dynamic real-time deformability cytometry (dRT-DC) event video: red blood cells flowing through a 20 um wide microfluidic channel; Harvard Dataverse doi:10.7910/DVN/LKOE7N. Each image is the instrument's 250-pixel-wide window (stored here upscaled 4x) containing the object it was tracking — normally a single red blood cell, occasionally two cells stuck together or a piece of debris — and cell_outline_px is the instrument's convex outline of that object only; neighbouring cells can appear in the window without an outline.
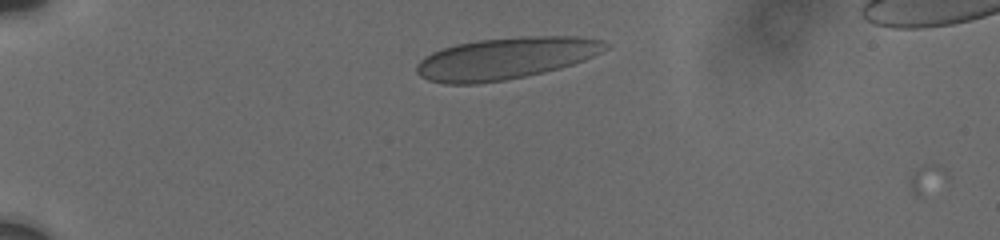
{"species": "human", "species_latin": "Homo sapiens", "temperature_condition": "cold", "stored_images_in_passage": 6, "camera_frame_rate_fps": 3000, "um_per_image_px": 0.085, "donor": {"sex": "male"}, "frame": {"image": 1, "passage_image": 4, "time_ms": 0.667, "image_size_px": [1000, 240], "cell_outline_px": [[612, 44], [608, 48], [584, 60], [560, 68], [544, 72], [504, 80], [476, 84], [444, 84], [428, 80], [420, 76], [416, 72], [416, 64], [424, 56], [432, 52], [456, 44], [480, 40], [524, 36], [580, 36], [600, 40]], "centroid_in_image_um": [42.97, 4.96], "position_along_channel_um": 42.0, "area_um2": 46.01}}